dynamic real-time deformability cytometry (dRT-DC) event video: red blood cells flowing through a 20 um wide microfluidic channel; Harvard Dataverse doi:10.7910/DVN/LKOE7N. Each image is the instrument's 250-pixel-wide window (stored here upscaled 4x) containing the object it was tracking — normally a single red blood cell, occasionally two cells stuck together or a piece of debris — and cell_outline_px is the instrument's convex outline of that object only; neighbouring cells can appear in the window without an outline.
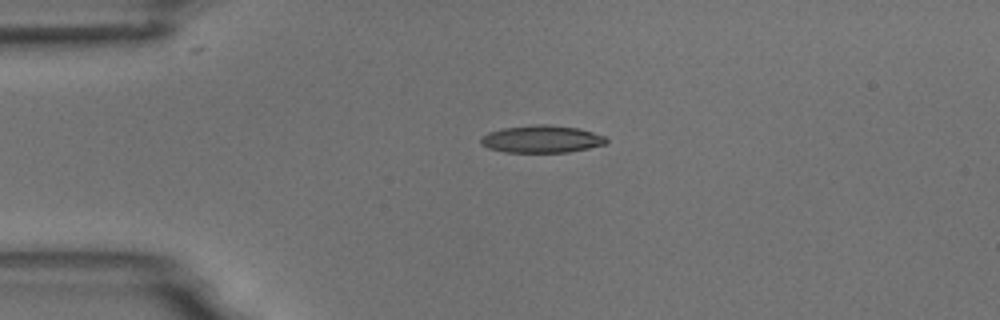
{"species": "common noctule bat (a hibernating species)", "species_latin": "Nyctalus noctula", "temperature_condition": "room temperature", "stored_images_in_passage": 2, "camera_frame_rate_fps": 3000, "um_per_image_px": 0.085, "animal": {"sex": "male", "body_mass_g": 18.8}, "frame": {"image": 1, "passage_image": 1, "time_ms": 0.0, "image_size_px": [1000, 320], "cell_outline_px": [[608, 140], [604, 144], [588, 148], [568, 152], [504, 152], [488, 148], [480, 144], [480, 136], [488, 132], [500, 128], [536, 124], [548, 124], [576, 128], [592, 132], [604, 136]], "centroid_in_image_um": [45.97, 11.82], "position_along_channel_um": 39.0, "area_um2": 20.06}}